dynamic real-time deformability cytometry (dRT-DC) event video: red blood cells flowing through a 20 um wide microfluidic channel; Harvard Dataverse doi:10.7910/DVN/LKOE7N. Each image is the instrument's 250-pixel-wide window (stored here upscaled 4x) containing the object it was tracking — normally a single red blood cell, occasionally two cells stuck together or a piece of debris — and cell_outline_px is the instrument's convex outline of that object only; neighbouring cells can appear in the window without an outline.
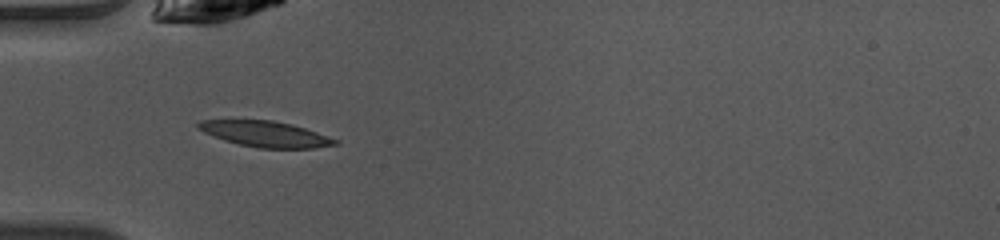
{"species": "common noctule bat (a hibernating species)", "species_latin": "Nyctalus noctula", "temperature_condition": "warm", "stored_images_in_passage": 31, "camera_frame_rate_fps": 3000, "um_per_image_px": 0.085, "animal": {"sex": "female", "body_mass_g": 10.0, "forearm_length_mm": 53.1}, "frame": {"image": 1, "passage_image": 1, "time_ms": 0.0, "image_size_px": [1000, 240], "cell_outline_px": [[340, 144], [312, 148], [260, 148], [240, 144], [224, 140], [204, 132], [196, 128], [196, 124], [200, 120], [272, 120], [292, 124], [340, 140]], "centroid_in_image_um": [22.57, 11.39], "position_along_channel_um": 62.4, "area_um2": 20.46}}
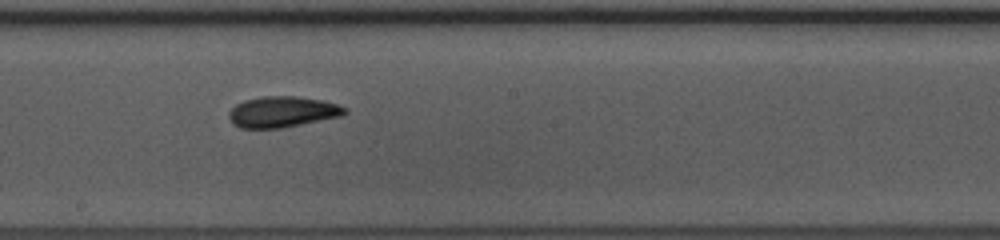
{"frame": {"image": 2, "passage_image": 13, "time_ms": 4.0, "image_size_px": [1000, 240], "cell_outline_px": [[348, 112], [340, 116], [280, 128], [240, 128], [232, 124], [228, 116], [228, 112], [236, 104], [244, 100], [264, 96], [296, 96], [324, 100], [348, 108]], "centroid_in_image_um": [23.98, 9.5], "position_along_channel_um": 224.2, "area_um2": 20.87}}
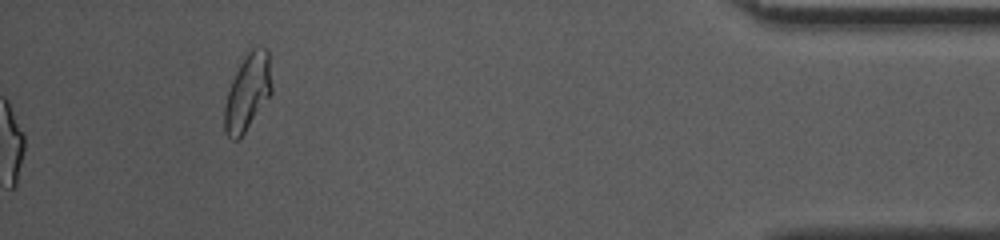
{"frame": {"image": 3, "passage_image": 31, "time_ms": 10.0, "image_size_px": [1000, 240], "cell_outline_px": [[272, 92], [244, 132], [236, 140], [232, 140], [224, 132], [224, 104], [232, 80], [244, 56], [252, 44], [256, 44], [264, 48], [268, 52], [272, 88]], "centroid_in_image_um": [21.04, 7.78], "position_along_channel_um": 414.2, "area_um2": 20.92}, "authors_computed_cell_mechanics": {"area_um2": 20.4612, "velocity_mm_per_s": 4.0686, "shape_relaxation_time_tau1_ms": 5.8727, "shape_relaxation_time_tau2_ms": 3.0447, "deformation_change_tau1": 0.1685, "deformation_change_tau2": 0.087}}